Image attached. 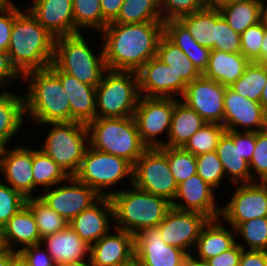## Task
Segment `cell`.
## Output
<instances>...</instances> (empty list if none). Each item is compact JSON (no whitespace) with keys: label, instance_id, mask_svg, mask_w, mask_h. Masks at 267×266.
<instances>
[{"label":"cell","instance_id":"1","mask_svg":"<svg viewBox=\"0 0 267 266\" xmlns=\"http://www.w3.org/2000/svg\"><path fill=\"white\" fill-rule=\"evenodd\" d=\"M101 32L107 69L137 72L156 56L164 22L108 23Z\"/></svg>","mask_w":267,"mask_h":266},{"label":"cell","instance_id":"2","mask_svg":"<svg viewBox=\"0 0 267 266\" xmlns=\"http://www.w3.org/2000/svg\"><path fill=\"white\" fill-rule=\"evenodd\" d=\"M55 37L27 10L14 18L8 54L23 77L28 71L49 68L54 58Z\"/></svg>","mask_w":267,"mask_h":266},{"label":"cell","instance_id":"3","mask_svg":"<svg viewBox=\"0 0 267 266\" xmlns=\"http://www.w3.org/2000/svg\"><path fill=\"white\" fill-rule=\"evenodd\" d=\"M25 114L36 124L71 122V108L58 76L50 69L28 71Z\"/></svg>","mask_w":267,"mask_h":266},{"label":"cell","instance_id":"4","mask_svg":"<svg viewBox=\"0 0 267 266\" xmlns=\"http://www.w3.org/2000/svg\"><path fill=\"white\" fill-rule=\"evenodd\" d=\"M116 228L132 235L144 228L157 227L171 208L166 198L153 195L132 184V190L109 191Z\"/></svg>","mask_w":267,"mask_h":266},{"label":"cell","instance_id":"5","mask_svg":"<svg viewBox=\"0 0 267 266\" xmlns=\"http://www.w3.org/2000/svg\"><path fill=\"white\" fill-rule=\"evenodd\" d=\"M89 146L121 157L132 165L148 148L141 140L134 116L95 118L87 124Z\"/></svg>","mask_w":267,"mask_h":266},{"label":"cell","instance_id":"6","mask_svg":"<svg viewBox=\"0 0 267 266\" xmlns=\"http://www.w3.org/2000/svg\"><path fill=\"white\" fill-rule=\"evenodd\" d=\"M101 49L98 56L93 54L81 32L57 37L52 63L80 82L96 87L107 70L103 47Z\"/></svg>","mask_w":267,"mask_h":266},{"label":"cell","instance_id":"7","mask_svg":"<svg viewBox=\"0 0 267 266\" xmlns=\"http://www.w3.org/2000/svg\"><path fill=\"white\" fill-rule=\"evenodd\" d=\"M105 74L96 86V118L134 116L140 98L137 73L107 69Z\"/></svg>","mask_w":267,"mask_h":266},{"label":"cell","instance_id":"8","mask_svg":"<svg viewBox=\"0 0 267 266\" xmlns=\"http://www.w3.org/2000/svg\"><path fill=\"white\" fill-rule=\"evenodd\" d=\"M52 125L42 150L70 177L79 170L89 146L87 124L73 122L46 123Z\"/></svg>","mask_w":267,"mask_h":266},{"label":"cell","instance_id":"9","mask_svg":"<svg viewBox=\"0 0 267 266\" xmlns=\"http://www.w3.org/2000/svg\"><path fill=\"white\" fill-rule=\"evenodd\" d=\"M126 176H129L132 184L133 165L130 162L90 146L87 147L79 170L74 175L78 181L93 188L101 197H107L104 188L114 187Z\"/></svg>","mask_w":267,"mask_h":266},{"label":"cell","instance_id":"10","mask_svg":"<svg viewBox=\"0 0 267 266\" xmlns=\"http://www.w3.org/2000/svg\"><path fill=\"white\" fill-rule=\"evenodd\" d=\"M132 184L156 196L175 200L178 185L170 170L165 153L159 148H147L133 165Z\"/></svg>","mask_w":267,"mask_h":266},{"label":"cell","instance_id":"11","mask_svg":"<svg viewBox=\"0 0 267 266\" xmlns=\"http://www.w3.org/2000/svg\"><path fill=\"white\" fill-rule=\"evenodd\" d=\"M174 106V98L140 96L134 118L140 138L148 148L164 146L157 136L164 130L169 136Z\"/></svg>","mask_w":267,"mask_h":266},{"label":"cell","instance_id":"12","mask_svg":"<svg viewBox=\"0 0 267 266\" xmlns=\"http://www.w3.org/2000/svg\"><path fill=\"white\" fill-rule=\"evenodd\" d=\"M66 181V185H58L55 189L44 190L45 193L38 197L70 222L83 210L96 203L101 196L93 188L78 181L74 176H70Z\"/></svg>","mask_w":267,"mask_h":266},{"label":"cell","instance_id":"13","mask_svg":"<svg viewBox=\"0 0 267 266\" xmlns=\"http://www.w3.org/2000/svg\"><path fill=\"white\" fill-rule=\"evenodd\" d=\"M229 203L221 208L220 216L230 222L232 229L240 223L267 217V182L238 184Z\"/></svg>","mask_w":267,"mask_h":266},{"label":"cell","instance_id":"14","mask_svg":"<svg viewBox=\"0 0 267 266\" xmlns=\"http://www.w3.org/2000/svg\"><path fill=\"white\" fill-rule=\"evenodd\" d=\"M225 90L226 86L201 75L187 84L182 102L207 123L223 125Z\"/></svg>","mask_w":267,"mask_h":266},{"label":"cell","instance_id":"15","mask_svg":"<svg viewBox=\"0 0 267 266\" xmlns=\"http://www.w3.org/2000/svg\"><path fill=\"white\" fill-rule=\"evenodd\" d=\"M208 221L204 214L171 207L157 227L166 244L192 255L188 250L196 246L200 232Z\"/></svg>","mask_w":267,"mask_h":266},{"label":"cell","instance_id":"16","mask_svg":"<svg viewBox=\"0 0 267 266\" xmlns=\"http://www.w3.org/2000/svg\"><path fill=\"white\" fill-rule=\"evenodd\" d=\"M134 251L142 266H182L189 254L164 242L158 227L144 228L134 235Z\"/></svg>","mask_w":267,"mask_h":266},{"label":"cell","instance_id":"17","mask_svg":"<svg viewBox=\"0 0 267 266\" xmlns=\"http://www.w3.org/2000/svg\"><path fill=\"white\" fill-rule=\"evenodd\" d=\"M139 93L144 97L173 98L183 96L187 83L176 79L175 72L156 56L148 60L137 72Z\"/></svg>","mask_w":267,"mask_h":266},{"label":"cell","instance_id":"18","mask_svg":"<svg viewBox=\"0 0 267 266\" xmlns=\"http://www.w3.org/2000/svg\"><path fill=\"white\" fill-rule=\"evenodd\" d=\"M223 103L225 130L239 131V126L245 128V131L254 132L267 129V115L260 102L244 98L230 87H226Z\"/></svg>","mask_w":267,"mask_h":266},{"label":"cell","instance_id":"19","mask_svg":"<svg viewBox=\"0 0 267 266\" xmlns=\"http://www.w3.org/2000/svg\"><path fill=\"white\" fill-rule=\"evenodd\" d=\"M198 174L192 175L187 180L178 184L175 200L171 207L204 214L209 219L220 218L221 208L215 206V191ZM185 201V204L176 202Z\"/></svg>","mask_w":267,"mask_h":266},{"label":"cell","instance_id":"20","mask_svg":"<svg viewBox=\"0 0 267 266\" xmlns=\"http://www.w3.org/2000/svg\"><path fill=\"white\" fill-rule=\"evenodd\" d=\"M27 10L55 38L75 34L72 0H34Z\"/></svg>","mask_w":267,"mask_h":266},{"label":"cell","instance_id":"21","mask_svg":"<svg viewBox=\"0 0 267 266\" xmlns=\"http://www.w3.org/2000/svg\"><path fill=\"white\" fill-rule=\"evenodd\" d=\"M49 68L58 76L71 108V122L88 124L96 118V87L80 82L59 70L53 63Z\"/></svg>","mask_w":267,"mask_h":266},{"label":"cell","instance_id":"22","mask_svg":"<svg viewBox=\"0 0 267 266\" xmlns=\"http://www.w3.org/2000/svg\"><path fill=\"white\" fill-rule=\"evenodd\" d=\"M33 149L18 146L5 150L2 173L9 185L26 199L35 197L33 176Z\"/></svg>","mask_w":267,"mask_h":266},{"label":"cell","instance_id":"23","mask_svg":"<svg viewBox=\"0 0 267 266\" xmlns=\"http://www.w3.org/2000/svg\"><path fill=\"white\" fill-rule=\"evenodd\" d=\"M116 233L105 234L90 246L93 266H115L135 256L134 235L115 227Z\"/></svg>","mask_w":267,"mask_h":266},{"label":"cell","instance_id":"24","mask_svg":"<svg viewBox=\"0 0 267 266\" xmlns=\"http://www.w3.org/2000/svg\"><path fill=\"white\" fill-rule=\"evenodd\" d=\"M109 216L113 218L111 199L110 197H101L68 224L83 241L91 246L109 232Z\"/></svg>","mask_w":267,"mask_h":266},{"label":"cell","instance_id":"25","mask_svg":"<svg viewBox=\"0 0 267 266\" xmlns=\"http://www.w3.org/2000/svg\"><path fill=\"white\" fill-rule=\"evenodd\" d=\"M56 266L78 263L90 257V245L83 241L69 226L41 240ZM87 254V255H86Z\"/></svg>","mask_w":267,"mask_h":266},{"label":"cell","instance_id":"26","mask_svg":"<svg viewBox=\"0 0 267 266\" xmlns=\"http://www.w3.org/2000/svg\"><path fill=\"white\" fill-rule=\"evenodd\" d=\"M216 152L226 174L236 185L253 182L249 162L242 158L239 151V131L225 130L220 137Z\"/></svg>","mask_w":267,"mask_h":266},{"label":"cell","instance_id":"27","mask_svg":"<svg viewBox=\"0 0 267 266\" xmlns=\"http://www.w3.org/2000/svg\"><path fill=\"white\" fill-rule=\"evenodd\" d=\"M2 235L5 247L11 251L17 252L12 248L14 244H21V249L42 244L34 215L26 204L2 227Z\"/></svg>","mask_w":267,"mask_h":266},{"label":"cell","instance_id":"28","mask_svg":"<svg viewBox=\"0 0 267 266\" xmlns=\"http://www.w3.org/2000/svg\"><path fill=\"white\" fill-rule=\"evenodd\" d=\"M249 63L242 53L211 50L207 68L202 75L229 87L243 75Z\"/></svg>","mask_w":267,"mask_h":266},{"label":"cell","instance_id":"29","mask_svg":"<svg viewBox=\"0 0 267 266\" xmlns=\"http://www.w3.org/2000/svg\"><path fill=\"white\" fill-rule=\"evenodd\" d=\"M164 35L189 57L201 74L205 72L211 49L201 46L180 20L165 21Z\"/></svg>","mask_w":267,"mask_h":266},{"label":"cell","instance_id":"30","mask_svg":"<svg viewBox=\"0 0 267 266\" xmlns=\"http://www.w3.org/2000/svg\"><path fill=\"white\" fill-rule=\"evenodd\" d=\"M207 122L184 102L175 99L168 141L164 146L183 147Z\"/></svg>","mask_w":267,"mask_h":266},{"label":"cell","instance_id":"31","mask_svg":"<svg viewBox=\"0 0 267 266\" xmlns=\"http://www.w3.org/2000/svg\"><path fill=\"white\" fill-rule=\"evenodd\" d=\"M219 218L209 219L202 228L196 243L198 251L196 260L205 262L206 260L215 257L229 250L236 244L233 232H229L224 226L218 224ZM232 233V234H231Z\"/></svg>","mask_w":267,"mask_h":266},{"label":"cell","instance_id":"32","mask_svg":"<svg viewBox=\"0 0 267 266\" xmlns=\"http://www.w3.org/2000/svg\"><path fill=\"white\" fill-rule=\"evenodd\" d=\"M25 99L11 92L0 94V146H5L25 121Z\"/></svg>","mask_w":267,"mask_h":266},{"label":"cell","instance_id":"33","mask_svg":"<svg viewBox=\"0 0 267 266\" xmlns=\"http://www.w3.org/2000/svg\"><path fill=\"white\" fill-rule=\"evenodd\" d=\"M156 57L175 72L176 79H183L187 84L200 77L189 57L165 35L160 38Z\"/></svg>","mask_w":267,"mask_h":266},{"label":"cell","instance_id":"34","mask_svg":"<svg viewBox=\"0 0 267 266\" xmlns=\"http://www.w3.org/2000/svg\"><path fill=\"white\" fill-rule=\"evenodd\" d=\"M263 0L232 2L217 8L228 25L238 34L260 22Z\"/></svg>","mask_w":267,"mask_h":266},{"label":"cell","instance_id":"35","mask_svg":"<svg viewBox=\"0 0 267 266\" xmlns=\"http://www.w3.org/2000/svg\"><path fill=\"white\" fill-rule=\"evenodd\" d=\"M194 39L204 47L212 49L216 40V8L207 6L203 10L179 19Z\"/></svg>","mask_w":267,"mask_h":266},{"label":"cell","instance_id":"36","mask_svg":"<svg viewBox=\"0 0 267 266\" xmlns=\"http://www.w3.org/2000/svg\"><path fill=\"white\" fill-rule=\"evenodd\" d=\"M163 22L159 0H124L117 18L110 23Z\"/></svg>","mask_w":267,"mask_h":266},{"label":"cell","instance_id":"37","mask_svg":"<svg viewBox=\"0 0 267 266\" xmlns=\"http://www.w3.org/2000/svg\"><path fill=\"white\" fill-rule=\"evenodd\" d=\"M266 81V65L264 63L250 62L243 75L229 87L244 98L259 102Z\"/></svg>","mask_w":267,"mask_h":266},{"label":"cell","instance_id":"38","mask_svg":"<svg viewBox=\"0 0 267 266\" xmlns=\"http://www.w3.org/2000/svg\"><path fill=\"white\" fill-rule=\"evenodd\" d=\"M33 176L34 189L41 186L50 189L51 186L58 185L66 181L69 176L61 169V167L54 162L43 151L33 150Z\"/></svg>","mask_w":267,"mask_h":266},{"label":"cell","instance_id":"39","mask_svg":"<svg viewBox=\"0 0 267 266\" xmlns=\"http://www.w3.org/2000/svg\"><path fill=\"white\" fill-rule=\"evenodd\" d=\"M25 204L34 215L41 239L63 230L69 223L38 196L26 199Z\"/></svg>","mask_w":267,"mask_h":266},{"label":"cell","instance_id":"40","mask_svg":"<svg viewBox=\"0 0 267 266\" xmlns=\"http://www.w3.org/2000/svg\"><path fill=\"white\" fill-rule=\"evenodd\" d=\"M75 34L80 27H92L102 31L108 22L103 18L100 0H72Z\"/></svg>","mask_w":267,"mask_h":266},{"label":"cell","instance_id":"41","mask_svg":"<svg viewBox=\"0 0 267 266\" xmlns=\"http://www.w3.org/2000/svg\"><path fill=\"white\" fill-rule=\"evenodd\" d=\"M166 155L170 170L178 184L197 174L196 156L181 147H159Z\"/></svg>","mask_w":267,"mask_h":266},{"label":"cell","instance_id":"42","mask_svg":"<svg viewBox=\"0 0 267 266\" xmlns=\"http://www.w3.org/2000/svg\"><path fill=\"white\" fill-rule=\"evenodd\" d=\"M224 132L225 127L223 125L207 123L182 148L195 156L215 151L218 141Z\"/></svg>","mask_w":267,"mask_h":266},{"label":"cell","instance_id":"43","mask_svg":"<svg viewBox=\"0 0 267 266\" xmlns=\"http://www.w3.org/2000/svg\"><path fill=\"white\" fill-rule=\"evenodd\" d=\"M234 230L244 239L248 250L267 251V217L242 222Z\"/></svg>","mask_w":267,"mask_h":266},{"label":"cell","instance_id":"44","mask_svg":"<svg viewBox=\"0 0 267 266\" xmlns=\"http://www.w3.org/2000/svg\"><path fill=\"white\" fill-rule=\"evenodd\" d=\"M196 161L197 174L214 189L219 187L225 171L216 150L196 156Z\"/></svg>","mask_w":267,"mask_h":266},{"label":"cell","instance_id":"45","mask_svg":"<svg viewBox=\"0 0 267 266\" xmlns=\"http://www.w3.org/2000/svg\"><path fill=\"white\" fill-rule=\"evenodd\" d=\"M159 6L161 17L165 22L179 20L183 16L203 10L208 3L207 0H159Z\"/></svg>","mask_w":267,"mask_h":266},{"label":"cell","instance_id":"46","mask_svg":"<svg viewBox=\"0 0 267 266\" xmlns=\"http://www.w3.org/2000/svg\"><path fill=\"white\" fill-rule=\"evenodd\" d=\"M211 50L241 53L240 34L235 32L216 8V40Z\"/></svg>","mask_w":267,"mask_h":266},{"label":"cell","instance_id":"47","mask_svg":"<svg viewBox=\"0 0 267 266\" xmlns=\"http://www.w3.org/2000/svg\"><path fill=\"white\" fill-rule=\"evenodd\" d=\"M264 33L265 28L259 22L254 26L248 27L240 35L241 53L249 62L260 63V48Z\"/></svg>","mask_w":267,"mask_h":266},{"label":"cell","instance_id":"48","mask_svg":"<svg viewBox=\"0 0 267 266\" xmlns=\"http://www.w3.org/2000/svg\"><path fill=\"white\" fill-rule=\"evenodd\" d=\"M26 198L0 182V228L25 205Z\"/></svg>","mask_w":267,"mask_h":266},{"label":"cell","instance_id":"49","mask_svg":"<svg viewBox=\"0 0 267 266\" xmlns=\"http://www.w3.org/2000/svg\"><path fill=\"white\" fill-rule=\"evenodd\" d=\"M249 166L253 181L260 179V182H267V129L256 132V146ZM254 170L256 179L252 176Z\"/></svg>","mask_w":267,"mask_h":266},{"label":"cell","instance_id":"50","mask_svg":"<svg viewBox=\"0 0 267 266\" xmlns=\"http://www.w3.org/2000/svg\"><path fill=\"white\" fill-rule=\"evenodd\" d=\"M20 12L16 5L0 6V51H8L14 18Z\"/></svg>","mask_w":267,"mask_h":266},{"label":"cell","instance_id":"51","mask_svg":"<svg viewBox=\"0 0 267 266\" xmlns=\"http://www.w3.org/2000/svg\"><path fill=\"white\" fill-rule=\"evenodd\" d=\"M17 253L27 266H56L49 252L41 248V244L24 247L17 250Z\"/></svg>","mask_w":267,"mask_h":266},{"label":"cell","instance_id":"52","mask_svg":"<svg viewBox=\"0 0 267 266\" xmlns=\"http://www.w3.org/2000/svg\"><path fill=\"white\" fill-rule=\"evenodd\" d=\"M239 242L223 253L205 261L206 266H239L242 251L245 250Z\"/></svg>","mask_w":267,"mask_h":266},{"label":"cell","instance_id":"53","mask_svg":"<svg viewBox=\"0 0 267 266\" xmlns=\"http://www.w3.org/2000/svg\"><path fill=\"white\" fill-rule=\"evenodd\" d=\"M256 146V132L239 130V151L246 161L250 162Z\"/></svg>","mask_w":267,"mask_h":266},{"label":"cell","instance_id":"54","mask_svg":"<svg viewBox=\"0 0 267 266\" xmlns=\"http://www.w3.org/2000/svg\"><path fill=\"white\" fill-rule=\"evenodd\" d=\"M20 77V74L13 67L8 52L0 51V88L9 83L11 79ZM8 81V82H7Z\"/></svg>","mask_w":267,"mask_h":266},{"label":"cell","instance_id":"55","mask_svg":"<svg viewBox=\"0 0 267 266\" xmlns=\"http://www.w3.org/2000/svg\"><path fill=\"white\" fill-rule=\"evenodd\" d=\"M239 266H267V251H242Z\"/></svg>","mask_w":267,"mask_h":266},{"label":"cell","instance_id":"56","mask_svg":"<svg viewBox=\"0 0 267 266\" xmlns=\"http://www.w3.org/2000/svg\"><path fill=\"white\" fill-rule=\"evenodd\" d=\"M124 0H100L103 18L108 22H113L120 11Z\"/></svg>","mask_w":267,"mask_h":266},{"label":"cell","instance_id":"57","mask_svg":"<svg viewBox=\"0 0 267 266\" xmlns=\"http://www.w3.org/2000/svg\"><path fill=\"white\" fill-rule=\"evenodd\" d=\"M18 256L16 251H11L6 248L0 253V266H11L14 259Z\"/></svg>","mask_w":267,"mask_h":266},{"label":"cell","instance_id":"58","mask_svg":"<svg viewBox=\"0 0 267 266\" xmlns=\"http://www.w3.org/2000/svg\"><path fill=\"white\" fill-rule=\"evenodd\" d=\"M267 61V30L265 29L264 37L262 40V46L260 48V63Z\"/></svg>","mask_w":267,"mask_h":266},{"label":"cell","instance_id":"59","mask_svg":"<svg viewBox=\"0 0 267 266\" xmlns=\"http://www.w3.org/2000/svg\"><path fill=\"white\" fill-rule=\"evenodd\" d=\"M238 1H246V0H207V3L209 7L219 8L223 5Z\"/></svg>","mask_w":267,"mask_h":266},{"label":"cell","instance_id":"60","mask_svg":"<svg viewBox=\"0 0 267 266\" xmlns=\"http://www.w3.org/2000/svg\"><path fill=\"white\" fill-rule=\"evenodd\" d=\"M182 266H206V264L205 262L196 260L193 255H189L188 258L183 262Z\"/></svg>","mask_w":267,"mask_h":266},{"label":"cell","instance_id":"61","mask_svg":"<svg viewBox=\"0 0 267 266\" xmlns=\"http://www.w3.org/2000/svg\"><path fill=\"white\" fill-rule=\"evenodd\" d=\"M265 3H266L265 1H262L260 22L262 23L263 27L267 30V3L266 5Z\"/></svg>","mask_w":267,"mask_h":266},{"label":"cell","instance_id":"62","mask_svg":"<svg viewBox=\"0 0 267 266\" xmlns=\"http://www.w3.org/2000/svg\"><path fill=\"white\" fill-rule=\"evenodd\" d=\"M259 102H260L264 112L267 115V81H266V84L264 85V88L262 90V95H261V99Z\"/></svg>","mask_w":267,"mask_h":266},{"label":"cell","instance_id":"63","mask_svg":"<svg viewBox=\"0 0 267 266\" xmlns=\"http://www.w3.org/2000/svg\"><path fill=\"white\" fill-rule=\"evenodd\" d=\"M139 262L137 261L136 257L134 256L132 259H130L127 262L115 265V266H136Z\"/></svg>","mask_w":267,"mask_h":266},{"label":"cell","instance_id":"64","mask_svg":"<svg viewBox=\"0 0 267 266\" xmlns=\"http://www.w3.org/2000/svg\"><path fill=\"white\" fill-rule=\"evenodd\" d=\"M86 260L87 259H85L84 261L78 262V263L67 264L64 266H93L91 261H90V258L88 259L89 260L88 263H86Z\"/></svg>","mask_w":267,"mask_h":266},{"label":"cell","instance_id":"65","mask_svg":"<svg viewBox=\"0 0 267 266\" xmlns=\"http://www.w3.org/2000/svg\"><path fill=\"white\" fill-rule=\"evenodd\" d=\"M5 150H6L5 146H0V172L1 173L3 169V157H4Z\"/></svg>","mask_w":267,"mask_h":266},{"label":"cell","instance_id":"66","mask_svg":"<svg viewBox=\"0 0 267 266\" xmlns=\"http://www.w3.org/2000/svg\"><path fill=\"white\" fill-rule=\"evenodd\" d=\"M11 266H27V265L20 257L17 256L12 262Z\"/></svg>","mask_w":267,"mask_h":266},{"label":"cell","instance_id":"67","mask_svg":"<svg viewBox=\"0 0 267 266\" xmlns=\"http://www.w3.org/2000/svg\"><path fill=\"white\" fill-rule=\"evenodd\" d=\"M5 249L6 247L3 241L2 229L0 228V253L3 252Z\"/></svg>","mask_w":267,"mask_h":266},{"label":"cell","instance_id":"68","mask_svg":"<svg viewBox=\"0 0 267 266\" xmlns=\"http://www.w3.org/2000/svg\"><path fill=\"white\" fill-rule=\"evenodd\" d=\"M15 5L12 0H0V6Z\"/></svg>","mask_w":267,"mask_h":266}]
</instances>
